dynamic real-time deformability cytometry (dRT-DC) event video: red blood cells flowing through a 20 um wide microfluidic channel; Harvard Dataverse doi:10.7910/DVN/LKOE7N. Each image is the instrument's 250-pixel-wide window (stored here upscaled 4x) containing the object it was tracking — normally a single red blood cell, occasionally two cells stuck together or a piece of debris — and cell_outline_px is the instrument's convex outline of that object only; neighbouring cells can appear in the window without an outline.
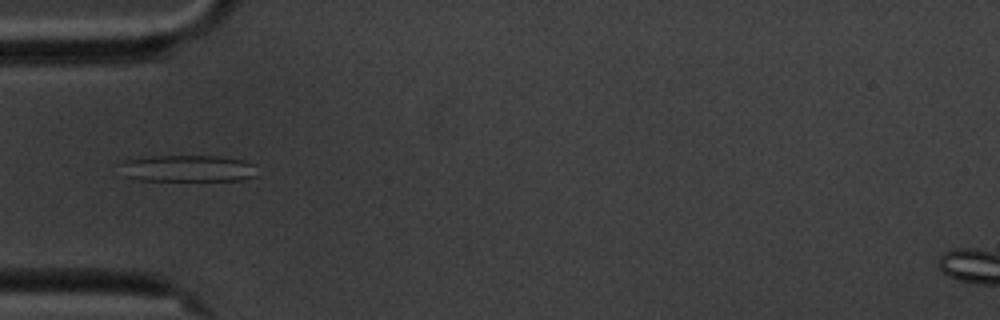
{"species": "common noctule bat (a hibernating species)", "species_latin": "Nyctalus noctula", "temperature_condition": "cold", "stored_images_in_passage": 8, "camera_frame_rate_fps": 3000, "um_per_image_px": 0.085, "animal": {"sex": "male", "body_mass_g": 20.1, "forearm_length_mm": 53.5}, "frame": {"image": 1, "passage_image": 3, "time_ms": 2.333, "image_size_px": [1000, 320], "cell_outline_px": [[256, 176], [244, 180], [140, 180], [124, 176], [120, 164], [120, 160], [148, 156], [220, 156], [244, 160], [256, 164]], "centroid_in_image_um": [15.96, 14.31], "position_along_channel_um": 69.0, "area_um2": 21.62}}
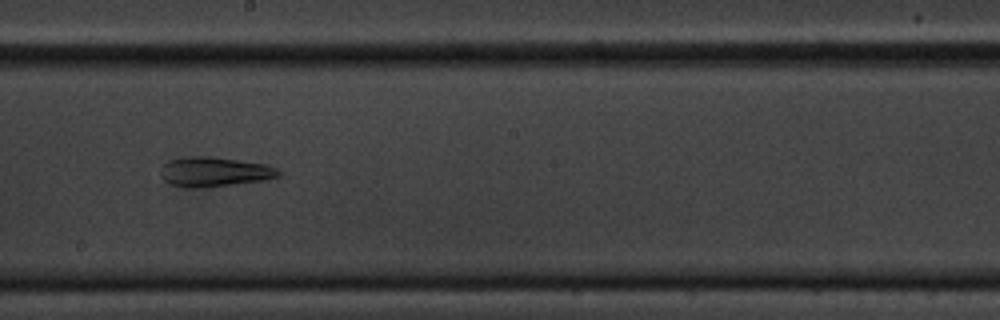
{"frame": {"image": 2, "passage_image": 7, "time_ms": 7.0, "image_size_px": [1000, 320], "cell_outline_px": [[280, 176], [264, 180], [200, 188], [184, 188], [172, 184], [164, 180], [160, 176], [164, 164], [168, 160], [184, 156], [208, 156], [268, 164], [276, 168], [280, 172]], "centroid_in_image_um": [18.21, 14.6], "position_along_channel_um": 230.0, "area_um2": 20.4}}